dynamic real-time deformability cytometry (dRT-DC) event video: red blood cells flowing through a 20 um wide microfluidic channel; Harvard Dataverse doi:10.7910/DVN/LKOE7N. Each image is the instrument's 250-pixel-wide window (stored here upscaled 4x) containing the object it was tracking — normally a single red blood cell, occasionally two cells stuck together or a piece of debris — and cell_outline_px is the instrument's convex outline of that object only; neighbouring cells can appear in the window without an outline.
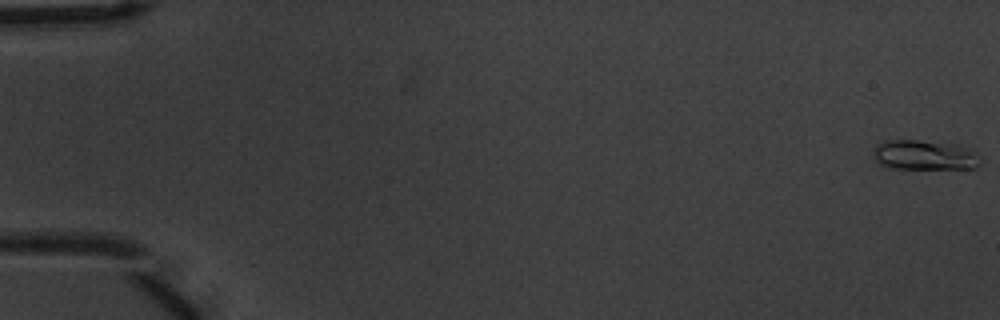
{"species": "common noctule bat (a hibernating species)", "species_latin": "Nyctalus noctula", "temperature_condition": "warm", "stored_images_in_passage": 57, "segment_of_instrument_passage": [1, 2], "camera_frame_rate_fps": 3000, "um_per_image_px": 0.085, "animal": {"sex": "male", "body_mass_g": 20.1, "forearm_length_mm": 53.5}, "frame": {"image": 1, "passage_image": 1, "time_ms": 0.0, "image_size_px": [1000, 320], "cell_outline_px": [[980, 164], [976, 168], [888, 168], [880, 164], [872, 156], [872, 152], [876, 144], [884, 140], [916, 140], [956, 144], [972, 148], [976, 152]], "centroid_in_image_um": [78.55, 13.17], "position_along_channel_um": 6.4, "area_um2": 18.79}}
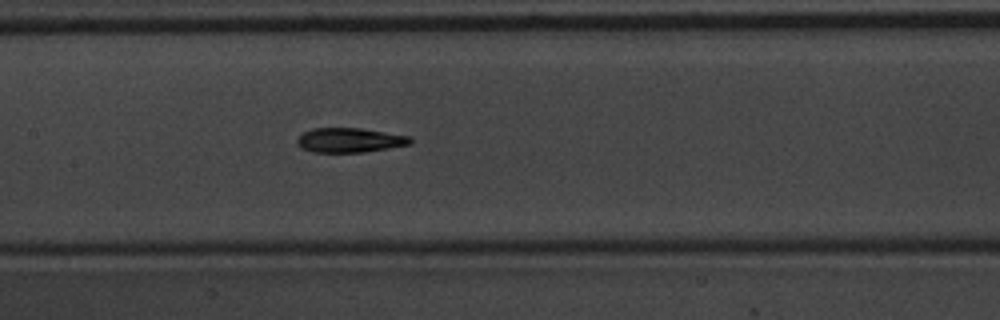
{"frame": {"image": 2, "passage_image": 28, "time_ms": 9.0, "image_size_px": [1000, 320], "cell_outline_px": [[412, 144], [364, 152], [312, 152], [300, 148], [296, 144], [296, 140], [300, 132], [312, 128], [360, 128], [412, 136]], "centroid_in_image_um": [29.68, 11.91], "position_along_channel_um": 177.7, "area_um2": 16.47}}
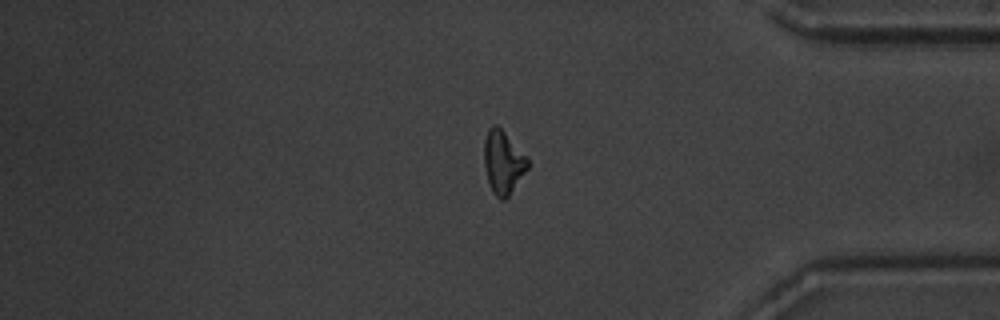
{"frame": {"image": 3, "passage_image": 47, "time_ms": 15.333, "image_size_px": [1000, 320], "cell_outline_px": [[532, 164], [508, 196], [504, 200], [500, 200], [492, 192], [488, 184], [484, 164], [484, 140], [488, 128], [492, 124], [496, 124], [528, 156]], "centroid_in_image_um": [42.78, 13.79], "position_along_channel_um": 392.4, "area_um2": 16.42}}